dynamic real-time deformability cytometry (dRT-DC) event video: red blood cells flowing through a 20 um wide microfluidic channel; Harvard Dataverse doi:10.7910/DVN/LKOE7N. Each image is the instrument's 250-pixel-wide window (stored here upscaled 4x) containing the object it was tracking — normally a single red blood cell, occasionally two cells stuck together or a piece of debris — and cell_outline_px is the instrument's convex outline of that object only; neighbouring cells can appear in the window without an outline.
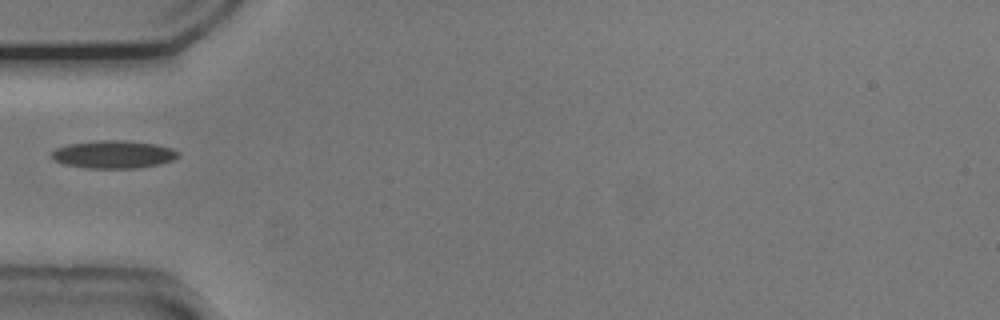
{"species": "common noctule bat (a hibernating species)", "species_latin": "Nyctalus noctula", "temperature_condition": "cold", "stored_images_in_passage": 37, "camera_frame_rate_fps": 3000, "um_per_image_px": 0.085, "animal": {"sex": "male", "body_mass_g": 20.5, "forearm_length_mm": 52.5}, "frame": {"image": 1, "passage_image": 1, "time_ms": 0.0, "image_size_px": [1000, 320], "cell_outline_px": [[180, 156], [172, 160], [160, 164], [136, 168], [84, 168], [64, 164], [56, 160], [52, 156], [52, 152], [56, 148], [68, 144], [100, 140], [124, 140], [156, 144], [172, 148], [180, 152]], "centroid_in_image_um": [9.69, 13.12], "position_along_channel_um": 75.3, "area_um2": 20.52}}
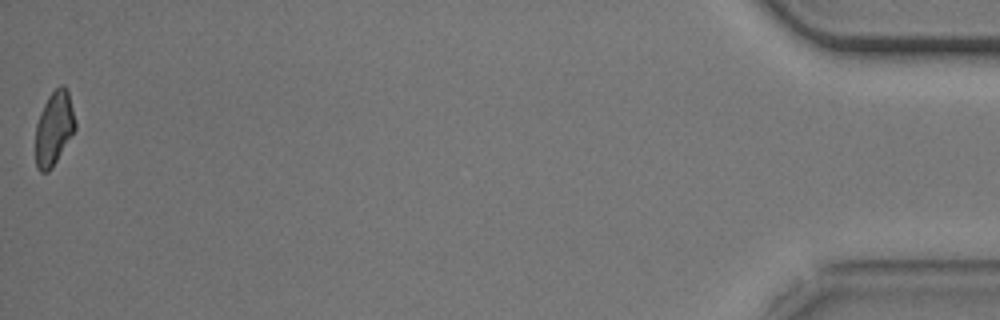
{"frame": {"image": 2, "passage_image": 37, "time_ms": 12.0, "image_size_px": [1000, 320], "cell_outline_px": [[76, 128], [52, 168], [48, 172], [40, 172], [36, 168], [36, 124], [40, 112], [48, 96], [60, 84], [64, 84], [68, 88], [76, 120]], "centroid_in_image_um": [4.6, 10.87], "position_along_channel_um": 430.6, "area_um2": 17.28}}